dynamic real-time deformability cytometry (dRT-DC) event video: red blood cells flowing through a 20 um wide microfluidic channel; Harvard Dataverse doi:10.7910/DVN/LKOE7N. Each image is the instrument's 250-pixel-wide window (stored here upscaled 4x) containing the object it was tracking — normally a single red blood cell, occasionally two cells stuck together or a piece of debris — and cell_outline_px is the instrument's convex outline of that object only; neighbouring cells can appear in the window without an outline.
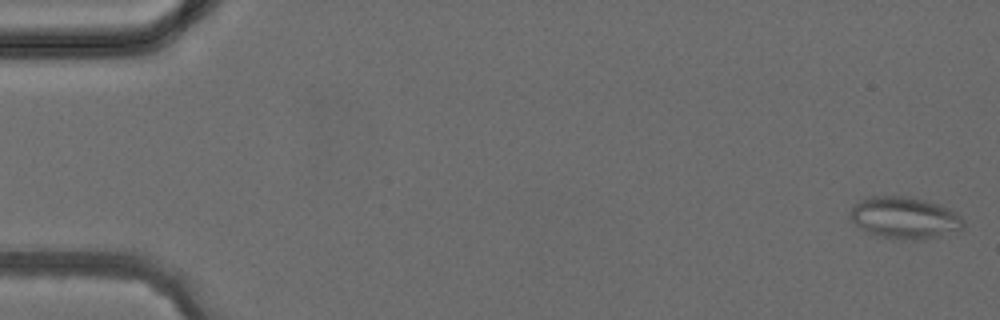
{"species": "common noctule bat (a hibernating species)", "species_latin": "Nyctalus noctula", "temperature_condition": "cold", "stored_images_in_passage": 4, "camera_frame_rate_fps": 3000, "um_per_image_px": 0.085, "animal": {"sex": "female", "body_mass_g": 24.6, "forearm_length_mm": 56.2}, "frame": {"image": 1, "passage_image": 1, "time_ms": 0.0, "image_size_px": [1000, 320], "cell_outline_px": [[964, 224], [960, 228], [940, 236], [900, 240], [880, 236], [868, 232], [860, 228], [852, 220], [852, 208], [860, 200], [868, 196], [908, 196], [940, 204], [956, 212], [964, 220]], "centroid_in_image_um": [76.89, 18.49], "position_along_channel_um": 8.1, "area_um2": 27.11}}
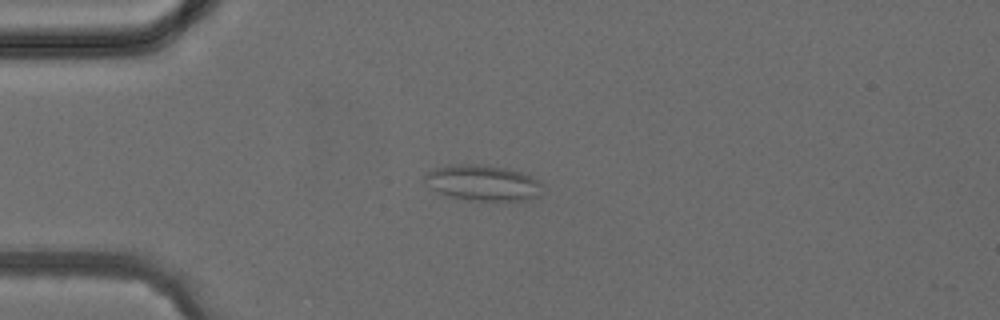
{"frame": {"image": 2, "passage_image": 3, "time_ms": 3.333, "image_size_px": [1000, 320], "cell_outline_px": [[544, 184], [540, 196], [520, 200], [472, 200], [448, 196], [424, 184], [424, 176], [432, 168], [456, 164], [480, 164], [504, 168], [520, 172], [540, 180]], "centroid_in_image_um": [41.04, 15.53], "position_along_channel_um": 44.0, "area_um2": 24.45}}